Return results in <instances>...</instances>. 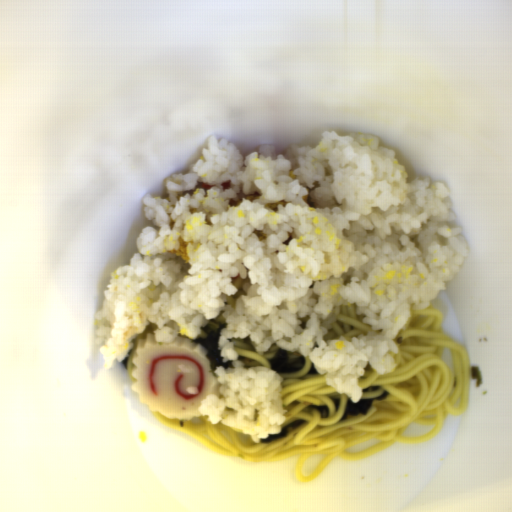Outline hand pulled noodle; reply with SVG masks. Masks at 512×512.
Masks as SVG:
<instances>
[{
    "mask_svg": "<svg viewBox=\"0 0 512 512\" xmlns=\"http://www.w3.org/2000/svg\"><path fill=\"white\" fill-rule=\"evenodd\" d=\"M155 330H157V323L151 322L148 325H146V327H145L143 332L137 334L134 338L130 339L131 346H130V348H129L126 356H125V361H126L125 374L127 375V377L130 379V381L132 383L134 381H133V379L131 377V374H132V372L135 369V366L133 364L132 358H133V356L135 354V351H136L137 342H139L140 340L145 338L150 333H154L155 334Z\"/></svg>",
    "mask_w": 512,
    "mask_h": 512,
    "instance_id": "4",
    "label": "hand pulled noodle"
},
{
    "mask_svg": "<svg viewBox=\"0 0 512 512\" xmlns=\"http://www.w3.org/2000/svg\"><path fill=\"white\" fill-rule=\"evenodd\" d=\"M444 314L431 302L423 309L411 303L410 317L398 330L393 342L399 353L393 355L396 367L379 375L366 363L358 377L361 398L389 396L373 402L366 415L341 420L351 397L326 383L310 356L303 355L304 367L294 373H279L285 421L279 430L295 420L304 424L288 429L285 436L270 443L254 442L221 421L211 423L209 416L190 420L168 418L152 411L155 418L171 429L191 437L217 454L265 463L296 457L293 468L297 482L312 483L335 459L357 461L390 448L397 442L426 444L444 427L447 416L458 417L469 402L471 371L468 353L462 344L441 333ZM360 398V399H361ZM432 424L426 435L403 438L412 424ZM379 442L369 450L356 453L346 448L372 438ZM325 454L311 476H302L307 457Z\"/></svg>",
    "mask_w": 512,
    "mask_h": 512,
    "instance_id": "1",
    "label": "hand pulled noodle"
},
{
    "mask_svg": "<svg viewBox=\"0 0 512 512\" xmlns=\"http://www.w3.org/2000/svg\"><path fill=\"white\" fill-rule=\"evenodd\" d=\"M358 307L355 304H344L341 306L335 321L330 325L324 335L326 341L344 338L350 341L359 335L367 336L371 330V325L365 323L364 319L357 313Z\"/></svg>",
    "mask_w": 512,
    "mask_h": 512,
    "instance_id": "2",
    "label": "hand pulled noodle"
},
{
    "mask_svg": "<svg viewBox=\"0 0 512 512\" xmlns=\"http://www.w3.org/2000/svg\"><path fill=\"white\" fill-rule=\"evenodd\" d=\"M229 341L233 342V348L237 353V358L244 367H267L270 369L271 361L281 349L278 344L269 345L266 351H257L251 341L249 335L244 338H234Z\"/></svg>",
    "mask_w": 512,
    "mask_h": 512,
    "instance_id": "3",
    "label": "hand pulled noodle"
}]
</instances>
